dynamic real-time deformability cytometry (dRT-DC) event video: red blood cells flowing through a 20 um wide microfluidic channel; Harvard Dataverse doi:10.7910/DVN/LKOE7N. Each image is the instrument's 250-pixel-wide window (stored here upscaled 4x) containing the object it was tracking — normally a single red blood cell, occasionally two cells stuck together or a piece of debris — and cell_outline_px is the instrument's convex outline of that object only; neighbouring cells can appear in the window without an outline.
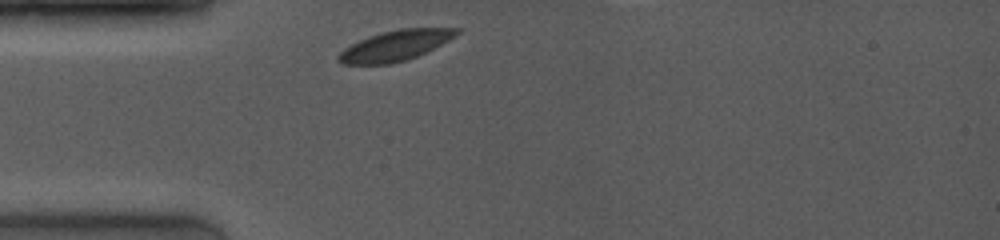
{"species": "common noctule bat (a hibernating species)", "species_latin": "Nyctalus noctula", "temperature_condition": "room temperature", "stored_images_in_passage": 7, "camera_frame_rate_fps": 4000, "um_per_image_px": 0.085, "animal": {"sex": "female", "body_mass_g": 19.0, "forearm_length_mm": 53.3}, "frame": {"image": 1, "passage_image": 1, "time_ms": 0.0, "image_size_px": [1000, 240], "cell_outline_px": [[460, 32], [456, 36], [416, 56], [392, 64], [340, 64], [336, 60], [336, 56], [344, 48], [368, 36], [400, 28], [460, 28]], "centroid_in_image_um": [33.55, 3.88], "position_along_channel_um": 51.4, "area_um2": 20.69}}